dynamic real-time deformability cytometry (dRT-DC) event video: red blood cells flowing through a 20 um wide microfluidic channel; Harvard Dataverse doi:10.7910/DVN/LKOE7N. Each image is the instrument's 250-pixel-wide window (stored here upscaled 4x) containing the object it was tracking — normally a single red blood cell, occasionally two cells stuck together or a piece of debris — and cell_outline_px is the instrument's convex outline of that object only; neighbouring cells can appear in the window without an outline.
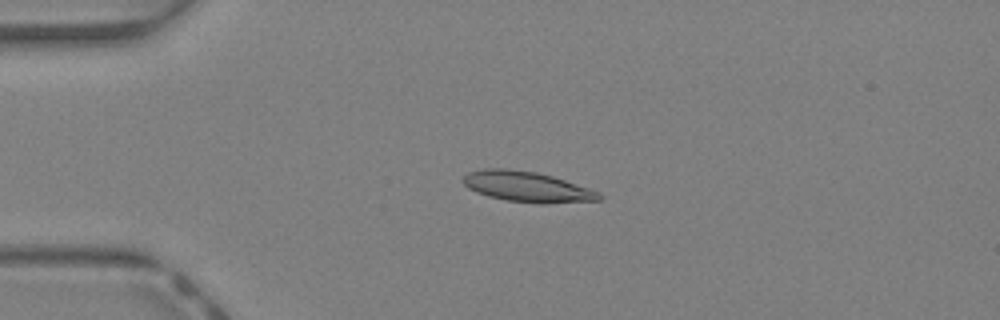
{"species": "Egyptian fruit bat (a non-hibernating species)", "species_latin": "Rousettus aegyptiacus", "temperature_condition": "warm", "stored_images_in_passage": 42, "camera_frame_rate_fps": 3000, "um_per_image_px": 0.085, "animal": {"sex": "female"}, "frame": {"image": 1, "passage_image": 9, "time_ms": 2.667, "image_size_px": [1000, 320], "cell_outline_px": [[604, 196], [600, 200], [544, 204], [540, 204], [504, 200], [488, 196], [476, 192], [468, 188], [460, 180], [468, 172], [484, 168], [504, 168], [536, 172], [552, 176], [600, 192]], "centroid_in_image_um": [44.78, 15.88], "position_along_channel_um": 40.2, "area_um2": 24.28}}
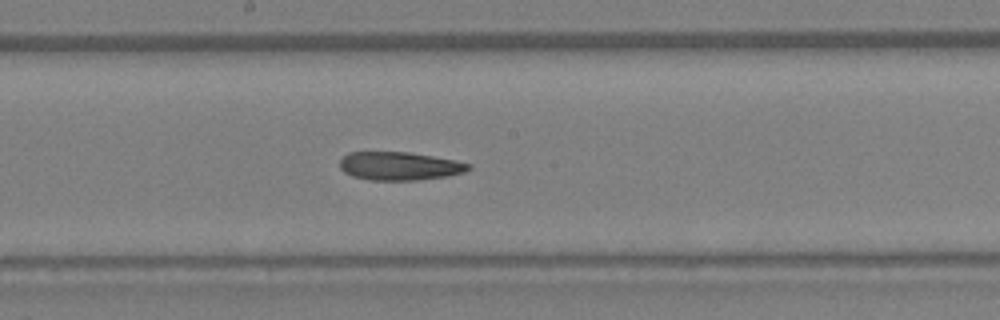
{"frame": {"image": 2, "passage_image": 22, "time_ms": 7.0, "image_size_px": [1000, 320], "cell_outline_px": [[472, 168], [464, 172], [448, 176], [416, 180], [368, 180], [352, 176], [344, 172], [340, 168], [340, 160], [348, 152], [408, 152], [432, 156], [472, 164]], "centroid_in_image_um": [33.94, 14.12], "position_along_channel_um": 214.3, "area_um2": 21.21}}
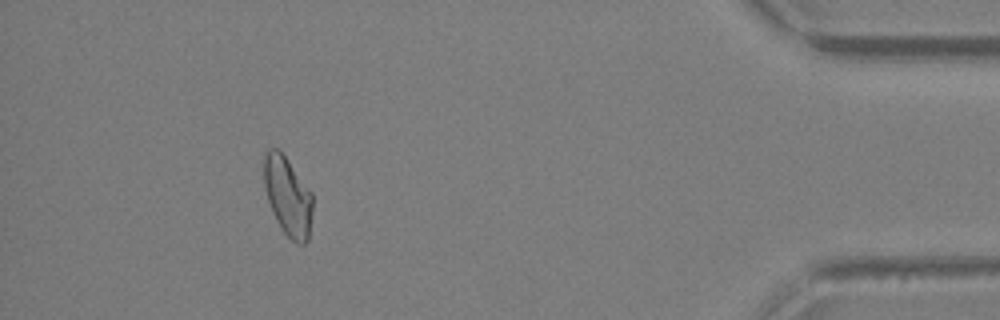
{"frame": {"image": 3, "passage_image": 38, "time_ms": 12.333, "image_size_px": [1000, 320], "cell_outline_px": [[312, 212], [308, 240], [304, 244], [296, 244], [284, 232], [276, 220], [272, 212], [264, 188], [264, 156], [268, 148], [276, 148], [284, 156], [312, 192]], "centroid_in_image_um": [24.46, 16.7], "position_along_channel_um": 410.7, "area_um2": 22.2}, "authors_computed_cell_mechanics": {"area_um2": 22.6576, "velocity_mm_per_s": 4.7473, "shape_relaxation_time_tau1_ms": null, "shape_relaxation_time_tau2_ms": 4.5556, "deformation_change_tau1": null, "deformation_change_tau2": 0.1471}}